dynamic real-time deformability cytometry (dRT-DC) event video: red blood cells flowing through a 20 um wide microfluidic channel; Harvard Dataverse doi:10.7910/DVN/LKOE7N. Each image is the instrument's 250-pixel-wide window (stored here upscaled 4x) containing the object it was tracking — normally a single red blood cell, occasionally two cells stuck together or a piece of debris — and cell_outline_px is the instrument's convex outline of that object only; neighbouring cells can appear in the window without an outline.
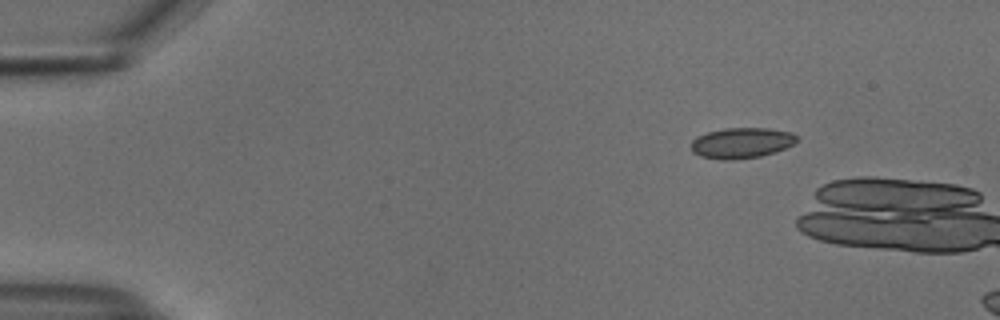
{"species": "common noctule bat (a hibernating species)", "species_latin": "Nyctalus noctula", "temperature_condition": "cold", "stored_images_in_passage": 3, "camera_frame_rate_fps": 3000, "um_per_image_px": 0.085, "animal": {"sex": "male", "body_mass_g": 18.8}, "frame": {"image": 1, "passage_image": 1, "time_ms": 0.0, "image_size_px": [1000, 320], "cell_outline_px": [[796, 140], [792, 144], [776, 152], [760, 156], [732, 160], [724, 160], [700, 156], [692, 152], [692, 140], [696, 136], [708, 132], [724, 128], [768, 128], [792, 132], [796, 136]], "centroid_in_image_um": [63.0, 12.14], "position_along_channel_um": 22.0, "area_um2": 18.79}}